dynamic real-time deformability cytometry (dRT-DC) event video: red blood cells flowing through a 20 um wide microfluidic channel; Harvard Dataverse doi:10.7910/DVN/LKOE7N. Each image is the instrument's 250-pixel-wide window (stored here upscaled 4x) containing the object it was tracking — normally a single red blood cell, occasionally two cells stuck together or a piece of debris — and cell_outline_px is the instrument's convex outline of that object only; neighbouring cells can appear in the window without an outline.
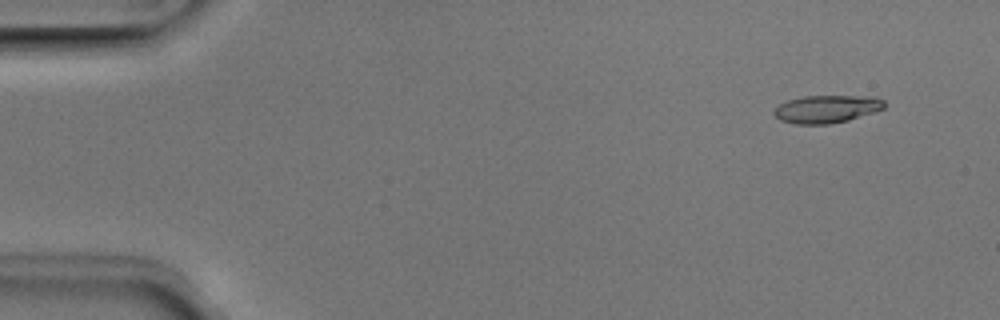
{"species": "Egyptian fruit bat (a non-hibernating species)", "species_latin": "Rousettus aegyptiacus", "temperature_condition": "room temperature", "stored_images_in_passage": 51, "camera_frame_rate_fps": 3000, "um_per_image_px": 0.085, "animal": {"sex": "male"}, "frame": {"image": 1, "passage_image": 4, "time_ms": 1.0, "image_size_px": [1000, 320], "cell_outline_px": [[884, 108], [848, 120], [828, 124], [796, 124], [780, 120], [772, 112], [780, 104], [788, 100], [804, 96], [876, 96], [884, 100]], "centroid_in_image_um": [70.26, 9.26], "position_along_channel_um": 14.7, "area_um2": 17.69}}
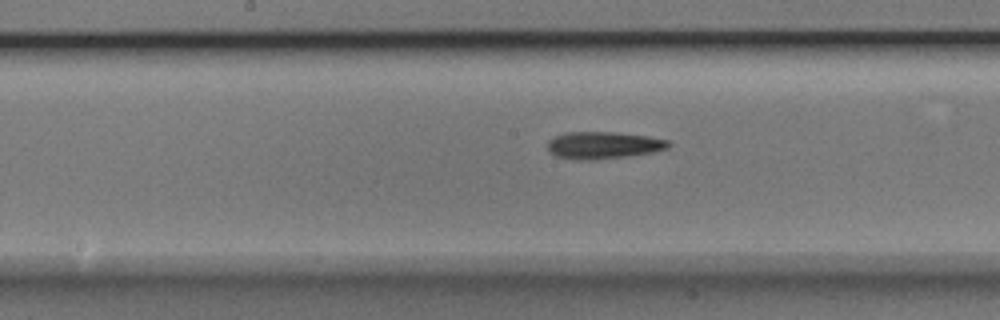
{"frame": {"image": 2, "passage_image": 26, "time_ms": 8.333, "image_size_px": [1000, 320], "cell_outline_px": [[672, 144], [668, 148], [652, 152], [628, 156], [592, 160], [572, 160], [556, 156], [548, 152], [548, 140], [564, 132], [616, 132], [648, 136], [668, 140]], "centroid_in_image_um": [51.26, 12.35], "position_along_channel_um": 196.9, "area_um2": 19.31}}
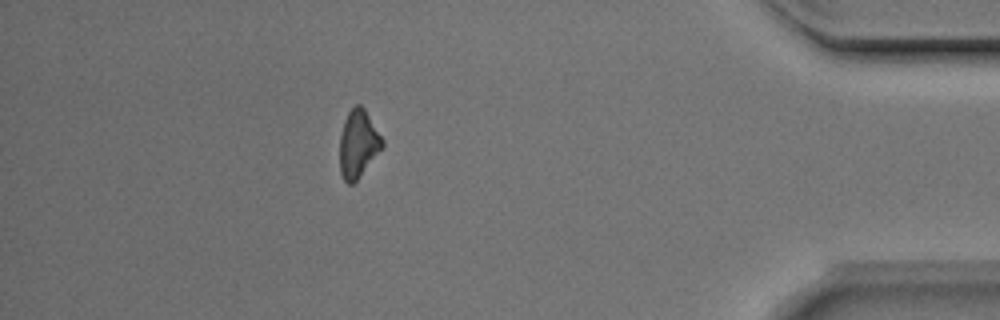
{"frame": {"image": 3, "passage_image": 45, "time_ms": 14.667, "image_size_px": [1000, 320], "cell_outline_px": [[384, 144], [356, 180], [352, 184], [348, 184], [344, 180], [340, 172], [340, 136], [344, 120], [348, 112], [356, 104], [360, 104], [364, 108], [384, 140]], "centroid_in_image_um": [30.42, 12.2], "position_along_channel_um": 404.8, "area_um2": 16.42}, "authors_computed_cell_mechanics": {"area_um2": 17.7446, "velocity_mm_per_s": 3.9982, "shape_relaxation_time_tau1_ms": 2.7955, "shape_relaxation_time_tau2_ms": null, "deformation_change_tau1": 0.1481, "deformation_change_tau2": null}}